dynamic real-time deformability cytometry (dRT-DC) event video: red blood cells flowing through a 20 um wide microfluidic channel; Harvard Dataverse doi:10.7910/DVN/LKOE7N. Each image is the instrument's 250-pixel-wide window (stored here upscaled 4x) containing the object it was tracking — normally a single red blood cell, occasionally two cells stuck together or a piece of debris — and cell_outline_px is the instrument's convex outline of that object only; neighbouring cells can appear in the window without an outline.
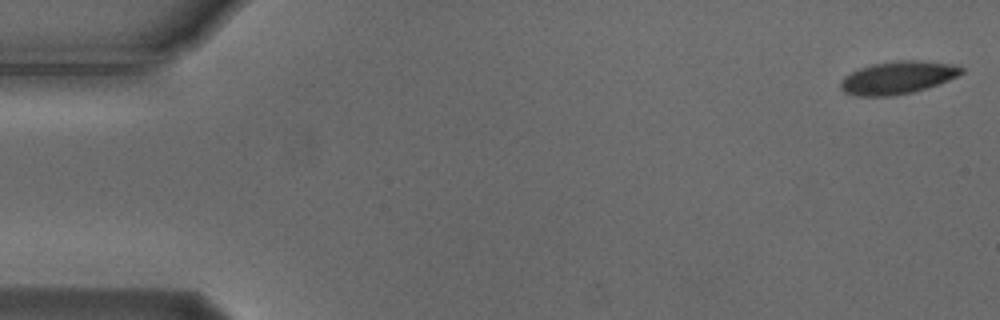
{"species": "Egyptian fruit bat (a non-hibernating species)", "species_latin": "Rousettus aegyptiacus", "temperature_condition": "cold", "stored_images_in_passage": 47, "camera_frame_rate_fps": 3000, "um_per_image_px": 0.085, "animal": {"sex": "male"}, "frame": {"image": 1, "passage_image": 1, "time_ms": 0.0, "image_size_px": [1000, 320], "cell_outline_px": [[964, 72], [948, 80], [912, 92], [892, 96], [856, 96], [844, 92], [840, 88], [840, 80], [844, 76], [860, 68], [872, 64], [896, 60], [916, 60], [960, 64], [964, 68]], "centroid_in_image_um": [76.31, 6.58], "position_along_channel_um": 8.7, "area_um2": 23.12}}
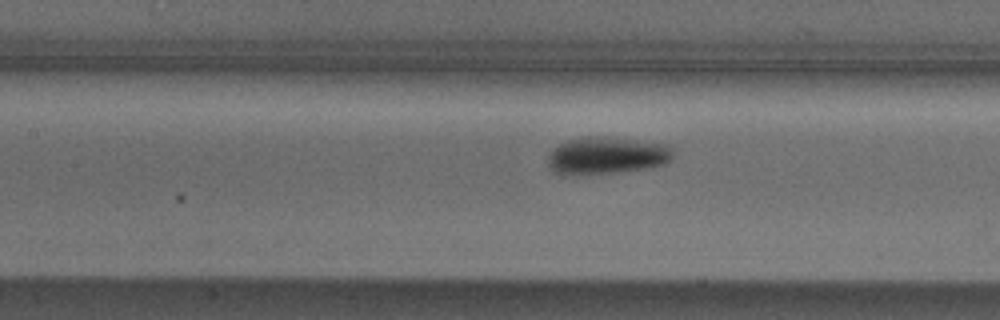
{"frame": {"image": 2, "passage_image": 24, "time_ms": 7.667, "image_size_px": [1000, 320], "cell_outline_px": [[672, 160], [664, 164], [644, 168], [616, 172], [552, 172], [548, 164], [548, 152], [552, 148], [568, 140], [584, 136], [596, 136], [668, 144], [672, 148]], "centroid_in_image_um": [51.58, 13.18], "position_along_channel_um": 155.8, "area_um2": 26.36}}
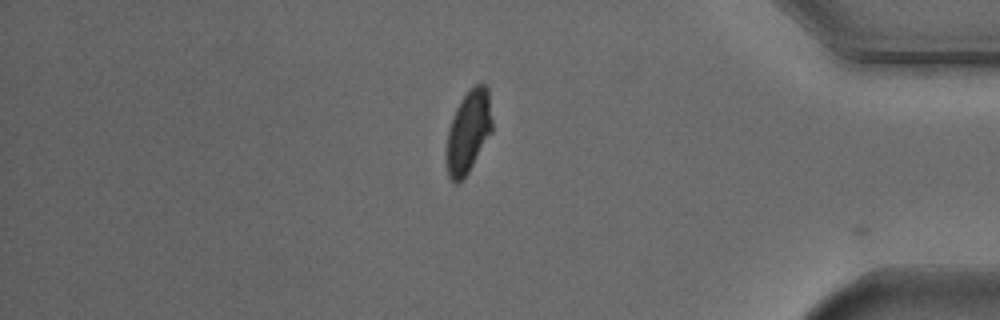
{"frame": {"image": 3, "passage_image": 46, "time_ms": 15.0, "image_size_px": [1000, 320], "cell_outline_px": [[492, 132], [464, 180], [456, 184], [448, 176], [448, 128], [456, 108], [460, 100], [468, 88], [476, 84], [484, 84], [488, 88], [492, 120]], "centroid_in_image_um": [39.84, 11.16], "position_along_channel_um": 395.4, "area_um2": 21.91}, "authors_computed_cell_mechanics": {"area_um2": 24.7962, "velocity_mm_per_s": 3.7111, "shape_relaxation_time_tau1_ms": 2.9299, "shape_relaxation_time_tau2_ms": null, "deformation_change_tau1": 0.0978, "deformation_change_tau2": null}}